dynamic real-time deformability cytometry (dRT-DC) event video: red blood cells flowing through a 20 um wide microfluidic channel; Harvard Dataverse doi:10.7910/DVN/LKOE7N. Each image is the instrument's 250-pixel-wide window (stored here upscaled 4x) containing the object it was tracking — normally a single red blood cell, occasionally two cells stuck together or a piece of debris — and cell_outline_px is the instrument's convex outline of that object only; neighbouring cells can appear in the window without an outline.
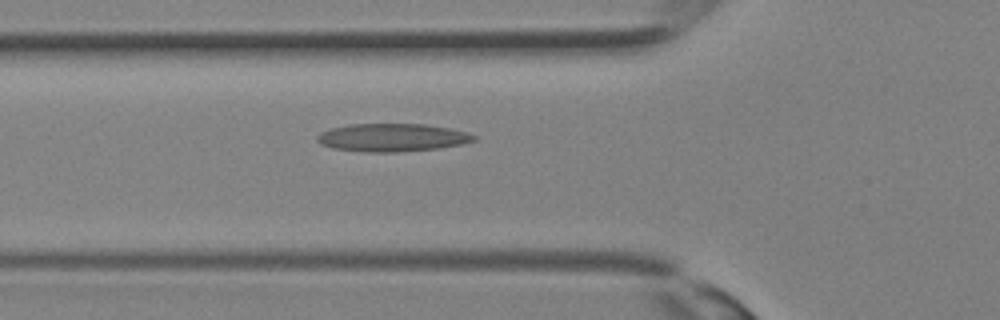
{"species": "Egyptian fruit bat (a non-hibernating species)", "species_latin": "Rousettus aegyptiacus", "temperature_condition": "room temperature", "stored_images_in_passage": 24, "camera_frame_rate_fps": 3000, "um_per_image_px": 0.085, "animal": {"sex": "female"}, "frame": {"image": 1, "passage_image": 12, "time_ms": 3.667, "image_size_px": [1000, 320], "cell_outline_px": [[476, 140], [464, 144], [440, 148], [396, 152], [364, 152], [332, 148], [320, 144], [316, 140], [316, 136], [320, 132], [332, 128], [348, 124], [424, 124], [452, 128], [468, 132], [476, 136]], "centroid_in_image_um": [33.35, 11.69], "position_along_channel_um": 92.4, "area_um2": 25.84}}
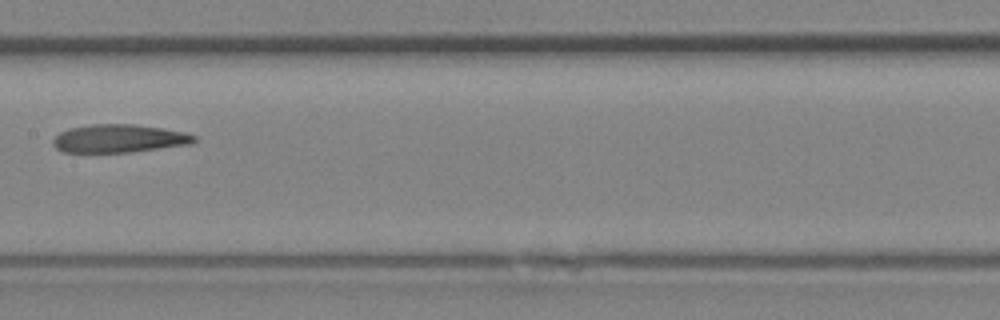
{"frame": {"image": 2, "passage_image": 17, "time_ms": 5.333, "image_size_px": [1000, 320], "cell_outline_px": [[196, 140], [192, 144], [128, 152], [64, 152], [56, 148], [52, 144], [52, 140], [60, 132], [68, 128], [92, 124], [132, 124], [164, 128], [184, 132], [196, 136]], "centroid_in_image_um": [10.11, 11.77], "position_along_channel_um": 197.3, "area_um2": 23.12}}
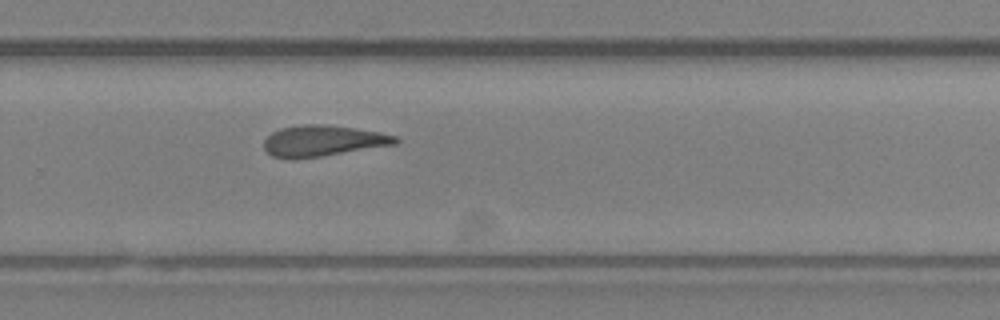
{"frame": {"image": 3, "passage_image": 22, "time_ms": 7.0, "image_size_px": [1000, 320], "cell_outline_px": [[400, 140], [396, 144], [320, 156], [292, 160], [272, 156], [264, 148], [264, 140], [272, 132], [280, 128], [304, 124], [324, 124], [380, 132], [396, 136]], "centroid_in_image_um": [27.41, 11.97], "position_along_channel_um": 302.4, "area_um2": 23.64}}